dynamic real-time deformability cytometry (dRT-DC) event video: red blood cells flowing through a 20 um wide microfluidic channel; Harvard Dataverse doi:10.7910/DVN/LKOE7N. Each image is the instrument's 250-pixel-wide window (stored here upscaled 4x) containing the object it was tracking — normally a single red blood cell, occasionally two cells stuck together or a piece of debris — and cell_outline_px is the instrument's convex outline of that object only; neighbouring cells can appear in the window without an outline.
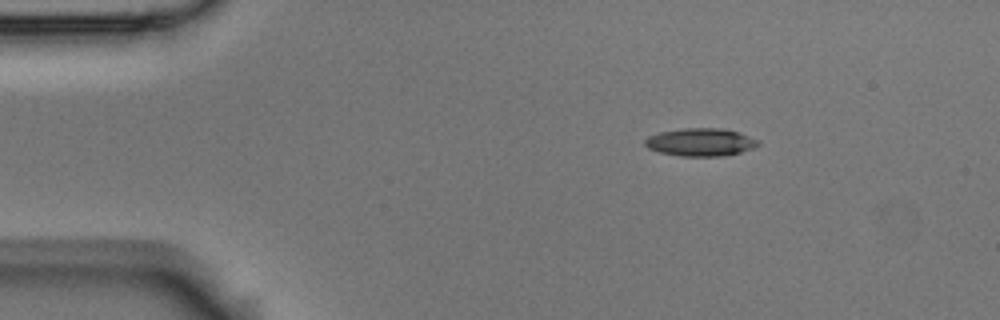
{"species": "Egyptian fruit bat (a non-hibernating species)", "species_latin": "Rousettus aegyptiacus", "temperature_condition": "room temperature", "stored_images_in_passage": 3, "camera_frame_rate_fps": 3000, "um_per_image_px": 0.085, "animal": {"sex": "male"}, "frame": {"image": 1, "passage_image": 1, "time_ms": 0.0, "image_size_px": [1000, 320], "cell_outline_px": [[760, 144], [752, 148], [740, 152], [720, 156], [680, 156], [660, 152], [648, 148], [644, 144], [644, 140], [648, 136], [660, 132], [684, 128], [724, 128], [740, 132], [760, 140]], "centroid_in_image_um": [59.56, 12.07], "position_along_channel_um": 25.4, "area_um2": 18.44}}